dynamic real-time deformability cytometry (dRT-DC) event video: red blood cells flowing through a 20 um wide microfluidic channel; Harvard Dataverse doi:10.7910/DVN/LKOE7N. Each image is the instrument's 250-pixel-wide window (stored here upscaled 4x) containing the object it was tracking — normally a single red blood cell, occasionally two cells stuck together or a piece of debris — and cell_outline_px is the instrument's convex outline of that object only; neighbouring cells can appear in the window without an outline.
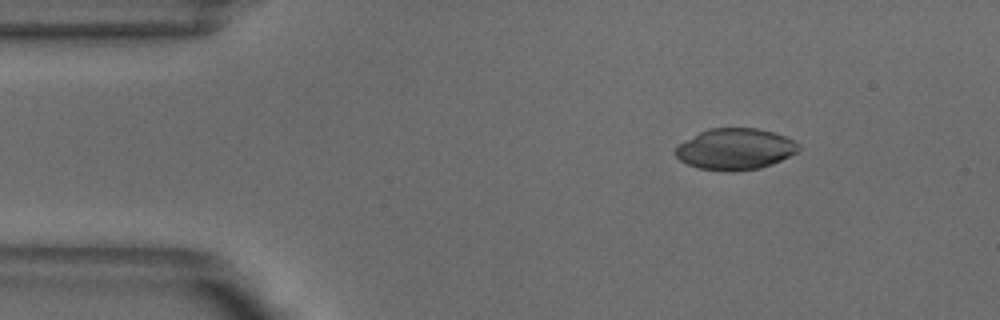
{"species": "common noctule bat (a hibernating species)", "species_latin": "Nyctalus noctula", "temperature_condition": "warm", "stored_images_in_passage": 47, "camera_frame_rate_fps": 3000, "um_per_image_px": 0.085, "animal": {"sex": "male", "body_mass_g": 18.8}, "frame": {"image": 1, "passage_image": 3, "time_ms": 0.667, "image_size_px": [1000, 320], "cell_outline_px": [[800, 148], [796, 152], [772, 164], [760, 168], [732, 172], [724, 172], [700, 168], [688, 164], [680, 160], [672, 152], [680, 144], [700, 132], [708, 128], [756, 128], [772, 132], [784, 136], [792, 140]], "centroid_in_image_um": [62.45, 12.68], "position_along_channel_um": 22.5, "area_um2": 29.36}}
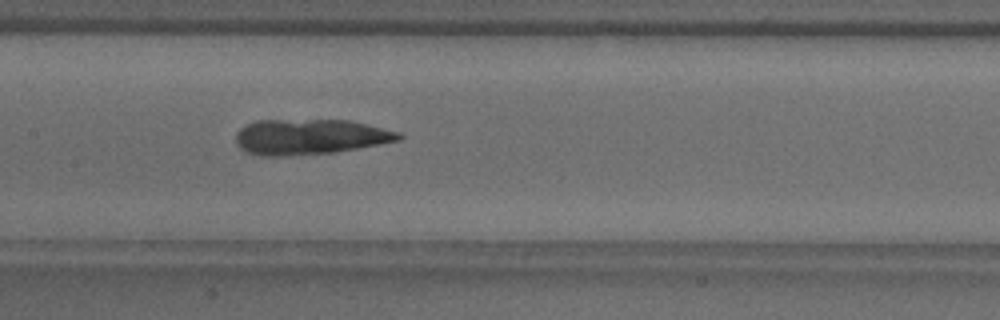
{"frame": {"image": 2, "passage_image": 20, "time_ms": 6.333, "image_size_px": [1000, 320], "cell_outline_px": [[404, 136], [400, 140], [380, 144], [336, 152], [280, 156], [260, 156], [244, 152], [236, 144], [236, 132], [240, 128], [256, 120], [352, 120], [400, 132]], "centroid_in_image_um": [26.34, 11.63], "position_along_channel_um": 181.1, "area_um2": 33.87}}
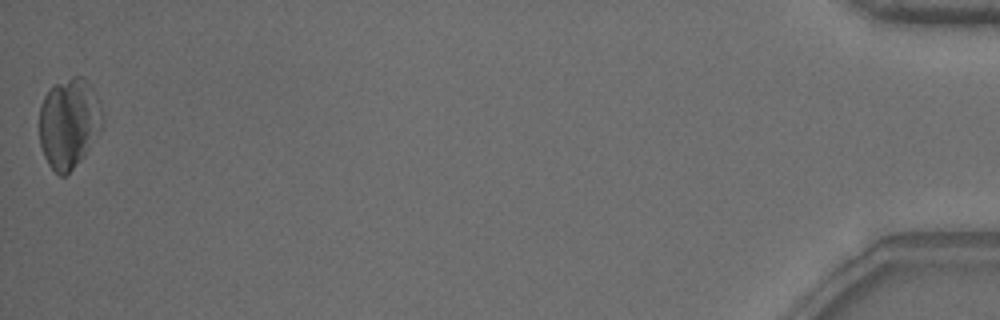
{"frame": {"image": 3, "passage_image": 47, "time_ms": 15.333, "image_size_px": [1000, 320], "cell_outline_px": [[104, 120], [100, 128], [84, 156], [64, 176], [60, 176], [48, 164], [44, 156], [40, 144], [40, 104], [44, 96], [56, 84], [72, 76], [84, 76], [92, 88], [100, 108]], "centroid_in_image_um": [5.84, 10.46], "position_along_channel_um": 429.4, "area_um2": 32.54}}